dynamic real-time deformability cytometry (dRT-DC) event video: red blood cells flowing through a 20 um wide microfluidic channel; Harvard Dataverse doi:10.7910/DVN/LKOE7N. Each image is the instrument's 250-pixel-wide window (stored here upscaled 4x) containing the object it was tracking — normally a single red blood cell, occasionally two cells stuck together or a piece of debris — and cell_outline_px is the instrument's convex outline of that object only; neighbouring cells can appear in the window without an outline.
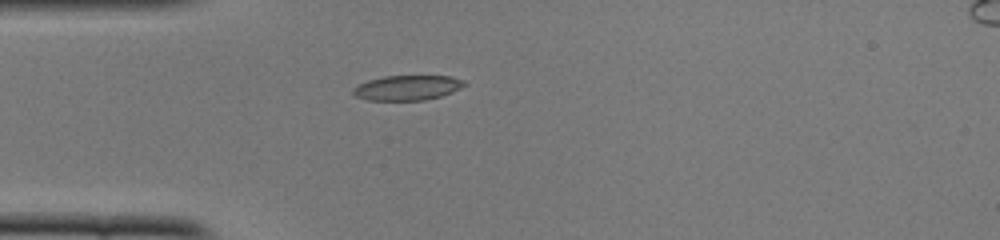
{"species": "common noctule bat (a hibernating species)", "species_latin": "Nyctalus noctula", "temperature_condition": "cold", "stored_images_in_passage": 38, "camera_frame_rate_fps": 3000, "um_per_image_px": 0.085, "animal": {"sex": "female", "body_mass_g": 22.0, "forearm_length_mm": 56.7}, "frame": {"image": 1, "passage_image": 1, "time_ms": 0.0, "image_size_px": [1000, 240], "cell_outline_px": [[468, 84], [452, 92], [440, 96], [424, 100], [368, 100], [356, 96], [352, 92], [352, 88], [356, 84], [368, 80], [384, 76], [448, 76], [464, 80]], "centroid_in_image_um": [34.6, 7.45], "position_along_channel_um": 50.4, "area_um2": 16.18}}
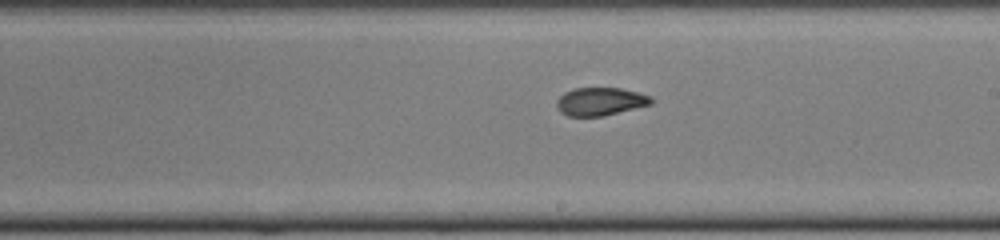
{"frame": {"image": 2, "passage_image": 16, "time_ms": 5.0, "image_size_px": [1000, 240], "cell_outline_px": [[652, 104], [604, 116], [568, 116], [560, 112], [556, 108], [556, 100], [564, 92], [572, 88], [620, 88], [652, 96]], "centroid_in_image_um": [50.99, 8.63], "position_along_channel_um": 238.0, "area_um2": 15.55}}
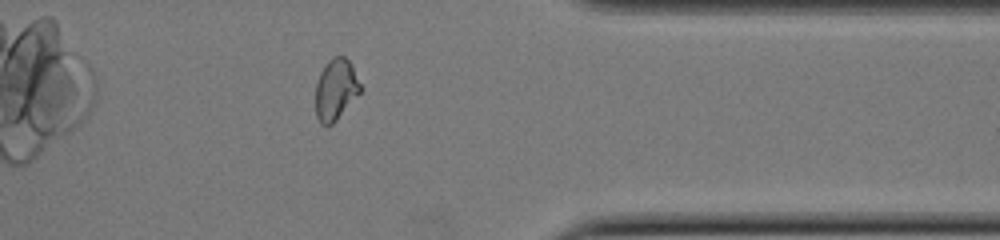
{"frame": {"image": 3, "passage_image": 28, "time_ms": 9.0, "image_size_px": [1000, 240], "cell_outline_px": [[360, 92], [336, 120], [328, 128], [320, 124], [316, 116], [316, 84], [320, 72], [328, 60], [332, 56], [344, 56], [352, 64], [360, 84]], "centroid_in_image_um": [28.51, 7.61], "position_along_channel_um": 382.9, "area_um2": 15.95}, "authors_computed_cell_mechanics": {"area_um2": 16.1551, "velocity_mm_per_s": 3.9284, "shape_relaxation_time_tau1_ms": 9.9662, "shape_relaxation_time_tau2_ms": 1.647, "deformation_change_tau1": 0.2344, "deformation_change_tau2": 0.0721}}